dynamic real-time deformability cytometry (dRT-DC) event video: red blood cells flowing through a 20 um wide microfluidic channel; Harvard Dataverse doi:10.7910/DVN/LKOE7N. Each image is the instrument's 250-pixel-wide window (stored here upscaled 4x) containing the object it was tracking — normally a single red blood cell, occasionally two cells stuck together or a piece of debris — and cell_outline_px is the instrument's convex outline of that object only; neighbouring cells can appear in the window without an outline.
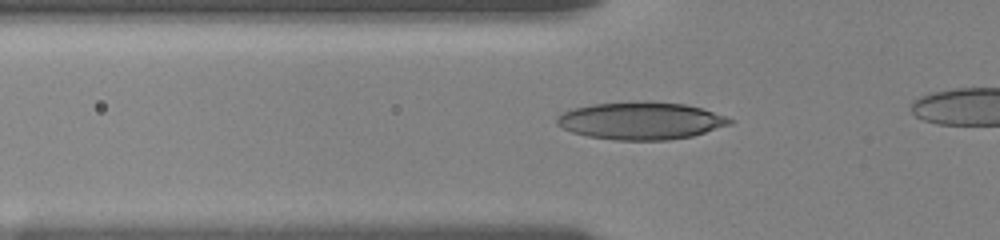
{"species": "human", "species_latin": "Homo sapiens", "temperature_condition": "room temperature", "stored_images_in_passage": 16, "camera_frame_rate_fps": 3000, "um_per_image_px": 0.085, "donor": {"sex": "female"}, "frame": {"image": 1, "passage_image": 10, "time_ms": 3.667, "image_size_px": [1000, 240], "cell_outline_px": [[732, 124], [692, 136], [668, 140], [616, 140], [588, 136], [572, 132], [556, 124], [556, 116], [572, 108], [592, 104], [652, 100], [684, 104], [700, 108], [724, 116], [732, 120]], "centroid_in_image_um": [54.45, 10.25], "position_along_channel_um": 71.4, "area_um2": 37.74}}
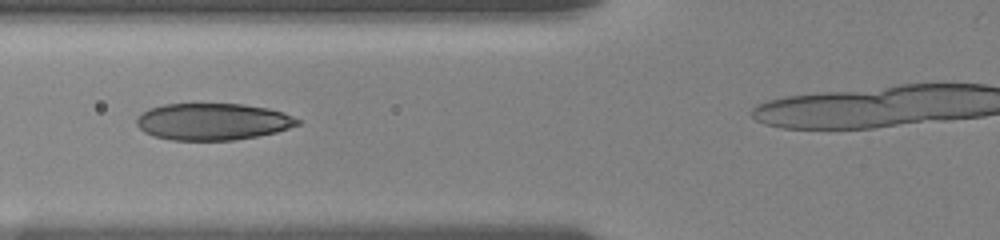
{"frame": {"image": 2, "passage_image": 15, "time_ms": 4.667, "image_size_px": [1000, 240], "cell_outline_px": [[300, 124], [276, 132], [256, 136], [232, 140], [172, 140], [152, 136], [144, 132], [136, 124], [136, 120], [148, 108], [164, 104], [244, 104], [268, 108], [284, 112], [300, 120]], "centroid_in_image_um": [18.08, 10.33], "position_along_channel_um": 107.7, "area_um2": 34.51}}